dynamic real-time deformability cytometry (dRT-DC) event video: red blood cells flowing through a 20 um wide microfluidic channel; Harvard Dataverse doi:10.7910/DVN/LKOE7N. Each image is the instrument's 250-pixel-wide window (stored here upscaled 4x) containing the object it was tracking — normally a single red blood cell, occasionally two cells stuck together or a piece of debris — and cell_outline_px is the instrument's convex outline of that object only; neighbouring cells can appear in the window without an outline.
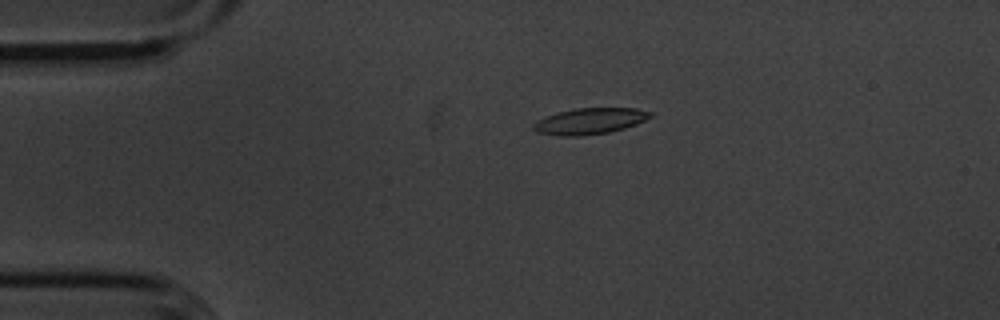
{"species": "common noctule bat (a hibernating species)", "species_latin": "Nyctalus noctula", "temperature_condition": "cold", "stored_images_in_passage": 48, "camera_frame_rate_fps": 3000, "um_per_image_px": 0.085, "animal": {"sex": "male", "body_mass_g": 20.1, "forearm_length_mm": 53.5}, "frame": {"image": 1, "passage_image": 4, "time_ms": 1.0, "image_size_px": [1000, 320], "cell_outline_px": [[652, 116], [636, 124], [624, 128], [608, 132], [580, 136], [556, 136], [536, 132], [532, 128], [532, 124], [536, 120], [544, 116], [556, 112], [576, 108], [636, 108], [652, 112]], "centroid_in_image_um": [50.06, 10.29], "position_along_channel_um": 34.9, "area_um2": 17.98}}
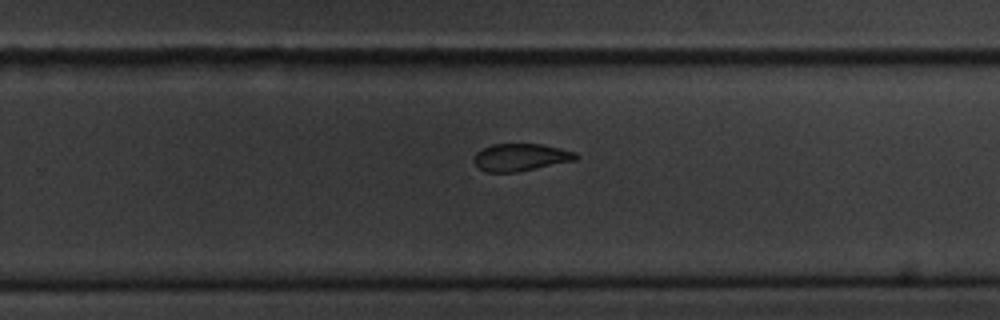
{"frame": {"image": 2, "passage_image": 28, "time_ms": 9.0, "image_size_px": [1000, 320], "cell_outline_px": [[580, 156], [576, 160], [516, 172], [484, 172], [476, 168], [472, 160], [476, 152], [492, 144], [540, 144], [560, 148], [576, 152]], "centroid_in_image_um": [44.22, 13.37], "position_along_channel_um": 285.6, "area_um2": 16.42}}
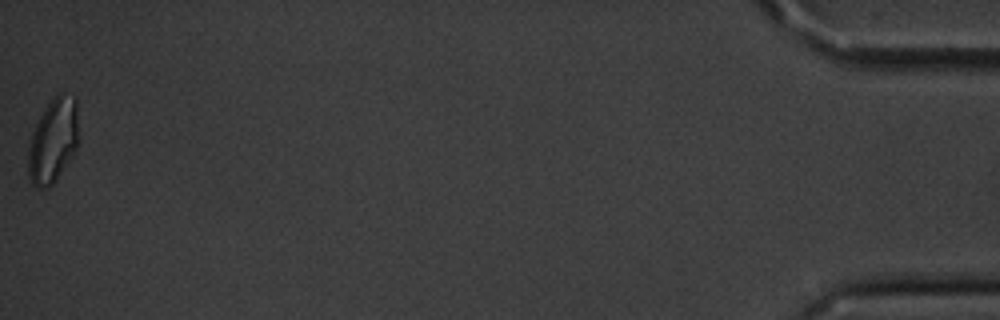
{"frame": {"image": 3, "passage_image": 48, "time_ms": 15.667, "image_size_px": [1000, 320], "cell_outline_px": [[76, 148], [56, 180], [48, 188], [36, 188], [32, 184], [28, 176], [28, 148], [32, 132], [44, 108], [60, 92], [64, 92], [76, 96]], "centroid_in_image_um": [4.47, 11.97], "position_along_channel_um": 430.7, "area_um2": 24.39}, "authors_computed_cell_mechanics": {"area_um2": 17.9469, "velocity_mm_per_s": 3.5987, "shape_relaxation_time_tau1_ms": 2.7395, "shape_relaxation_time_tau2_ms": 4.927, "deformation_change_tau1": 0.1082, "deformation_change_tau2": 0.115}}